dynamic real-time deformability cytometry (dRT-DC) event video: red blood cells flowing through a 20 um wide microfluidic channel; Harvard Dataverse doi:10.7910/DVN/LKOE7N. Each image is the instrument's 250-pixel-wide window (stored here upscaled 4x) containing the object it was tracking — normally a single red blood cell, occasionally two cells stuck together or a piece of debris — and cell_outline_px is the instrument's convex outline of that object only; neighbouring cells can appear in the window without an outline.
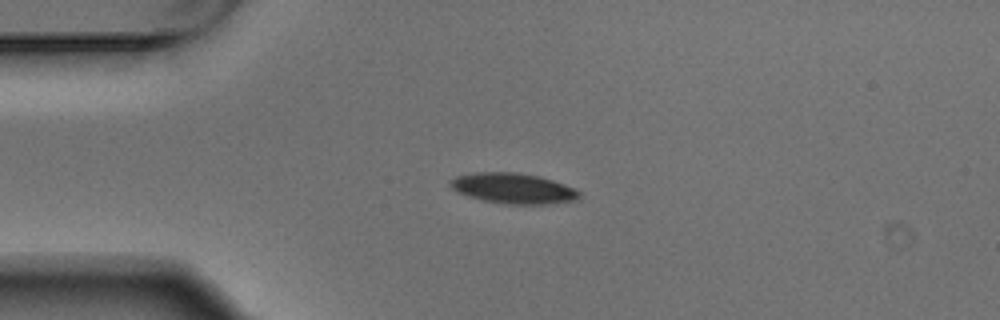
{"species": "Egyptian fruit bat (a non-hibernating species)", "species_latin": "Rousettus aegyptiacus", "temperature_condition": "warm", "stored_images_in_passage": 6, "camera_frame_rate_fps": 3000, "um_per_image_px": 0.085, "animal": {"sex": "male"}, "frame": {"image": 1, "passage_image": 1, "time_ms": 0.0, "image_size_px": [1000, 320], "cell_outline_px": [[580, 196], [576, 200], [544, 204], [504, 204], [484, 200], [460, 192], [452, 188], [448, 184], [448, 180], [456, 176], [476, 172], [516, 172], [536, 176], [552, 180], [576, 188], [580, 192]], "centroid_in_image_um": [43.63, 16.0], "position_along_channel_um": 41.4, "area_um2": 22.66}}
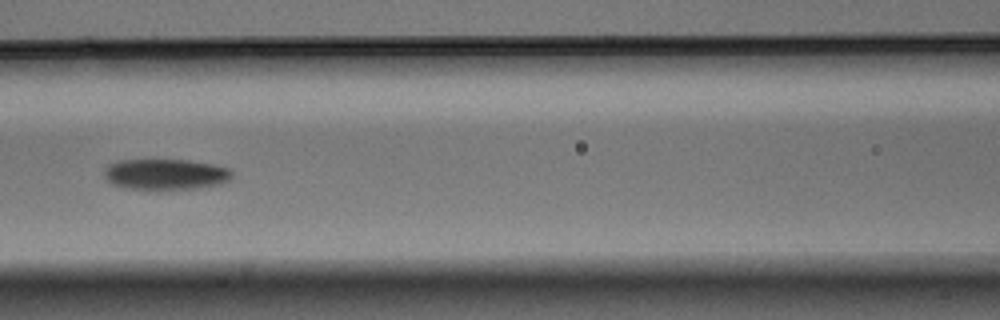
{"frame": {"image": 2, "passage_image": 4, "time_ms": 1.0, "image_size_px": [1000, 320], "cell_outline_px": [[232, 176], [224, 184], [196, 188], [160, 192], [124, 188], [112, 184], [104, 176], [104, 168], [108, 164], [120, 160], [188, 160], [216, 164], [228, 168], [232, 172]], "centroid_in_image_um": [14.07, 14.85], "position_along_channel_um": 152.5, "area_um2": 23.87}}
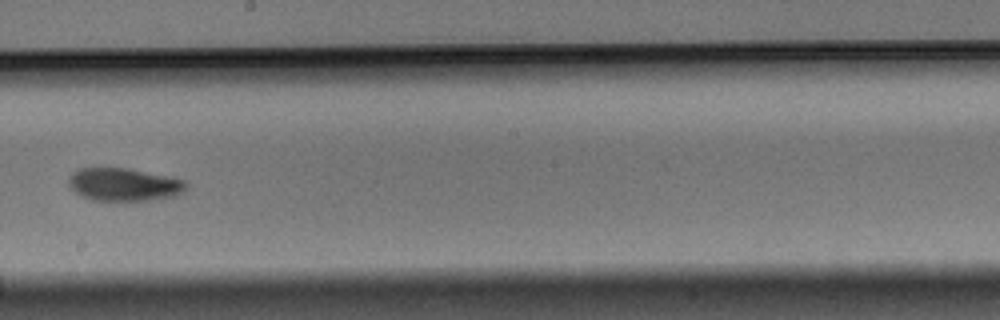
{"frame": {"image": 3, "passage_image": 6, "time_ms": 1.667, "image_size_px": [1000, 320], "cell_outline_px": [[188, 184], [184, 192], [176, 196], [148, 200], [92, 200], [76, 192], [68, 184], [68, 180], [72, 172], [80, 168], [128, 168], [168, 176], [184, 180]], "centroid_in_image_um": [10.56, 15.68], "position_along_channel_um": 237.6, "area_um2": 22.43}}